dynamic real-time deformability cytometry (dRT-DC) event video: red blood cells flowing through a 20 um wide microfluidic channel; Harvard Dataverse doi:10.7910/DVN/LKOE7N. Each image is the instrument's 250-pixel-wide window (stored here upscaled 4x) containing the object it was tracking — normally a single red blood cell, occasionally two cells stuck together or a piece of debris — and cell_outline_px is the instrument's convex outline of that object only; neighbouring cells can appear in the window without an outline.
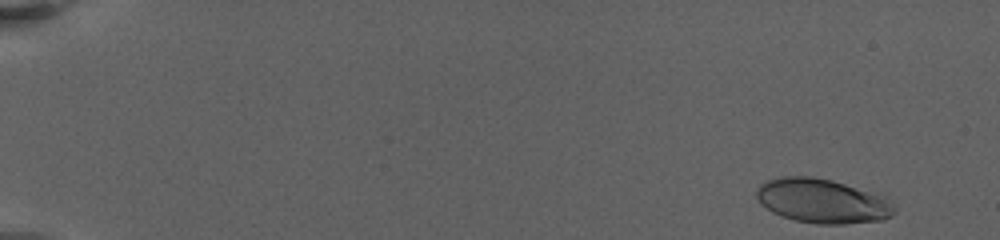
{"species": "human", "species_latin": "Homo sapiens", "temperature_condition": "warm", "stored_images_in_passage": 48, "camera_frame_rate_fps": 3000, "um_per_image_px": 0.085, "donor": {"sex": "female"}, "frame": {"image": 1, "passage_image": 2, "time_ms": 0.333, "image_size_px": [1000, 240], "cell_outline_px": [[896, 212], [892, 216], [884, 220], [844, 224], [816, 224], [796, 220], [772, 212], [760, 204], [756, 196], [756, 192], [760, 184], [768, 180], [784, 176], [812, 176], [832, 180], [884, 196], [896, 208]], "centroid_in_image_um": [69.91, 17.09], "position_along_channel_um": 15.1, "area_um2": 35.6}}
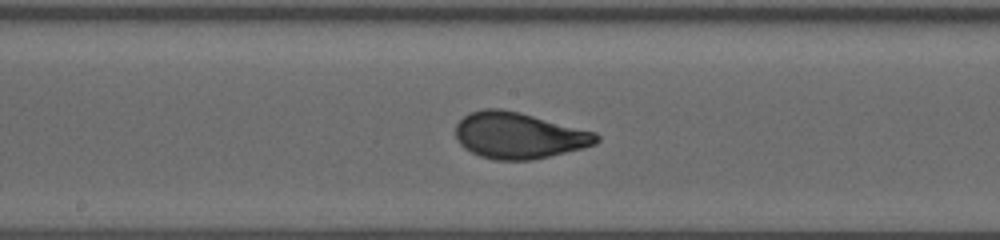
{"frame": {"image": 2, "passage_image": 27, "time_ms": 11.667, "image_size_px": [1000, 240], "cell_outline_px": [[600, 140], [596, 144], [584, 148], [532, 160], [496, 160], [480, 156], [464, 148], [456, 140], [456, 124], [464, 116], [472, 112], [484, 108], [500, 108], [520, 112], [596, 132], [600, 136]], "centroid_in_image_um": [44.11, 11.52], "position_along_channel_um": 204.1, "area_um2": 38.09}}
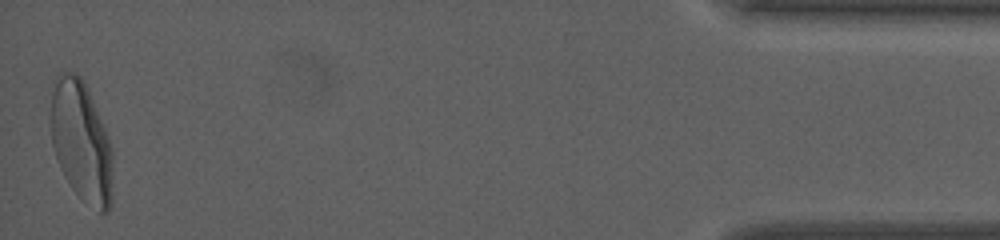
{"frame": {"image": 3, "passage_image": 48, "time_ms": 21.333, "image_size_px": [1000, 240], "cell_outline_px": [[112, 204], [108, 212], [100, 212], [80, 200], [64, 176], [60, 168], [52, 144], [48, 116], [52, 80], [60, 72], [76, 72], [80, 76], [88, 92], [104, 128], [112, 148]], "centroid_in_image_um": [6.86, 12.03], "position_along_channel_um": 428.3, "area_um2": 44.27}, "authors_computed_cell_mechanics": {"area_um2": 37.1943, "velocity_mm_per_s": 3.129, "shape_relaxation_time_tau1_ms": 5.6731, "shape_relaxation_time_tau2_ms": null, "deformation_change_tau1": 0.2124, "deformation_change_tau2": null}}